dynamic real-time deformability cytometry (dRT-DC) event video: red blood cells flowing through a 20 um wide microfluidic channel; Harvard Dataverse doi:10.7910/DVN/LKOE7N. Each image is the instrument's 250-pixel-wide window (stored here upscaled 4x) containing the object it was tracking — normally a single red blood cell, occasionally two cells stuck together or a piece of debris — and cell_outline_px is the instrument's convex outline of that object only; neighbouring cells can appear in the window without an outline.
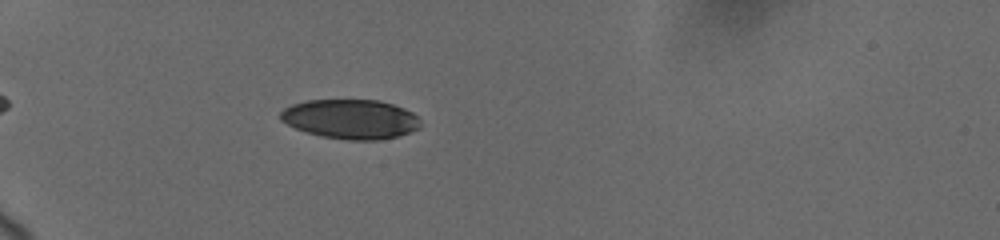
{"species": "human", "species_latin": "Homo sapiens", "temperature_condition": "cold", "stored_images_in_passage": 18, "camera_frame_rate_fps": 3000, "um_per_image_px": 0.085, "donor": {"sex": "female"}, "frame": {"image": 1, "passage_image": 12, "time_ms": 2.667, "image_size_px": [1000, 240], "cell_outline_px": [[420, 128], [396, 136], [380, 140], [348, 140], [320, 136], [296, 128], [280, 120], [280, 112], [284, 108], [292, 104], [308, 100], [380, 100], [404, 108], [412, 112], [420, 120]], "centroid_in_image_um": [29.8, 10.12], "position_along_channel_um": 55.2, "area_um2": 32.14}}
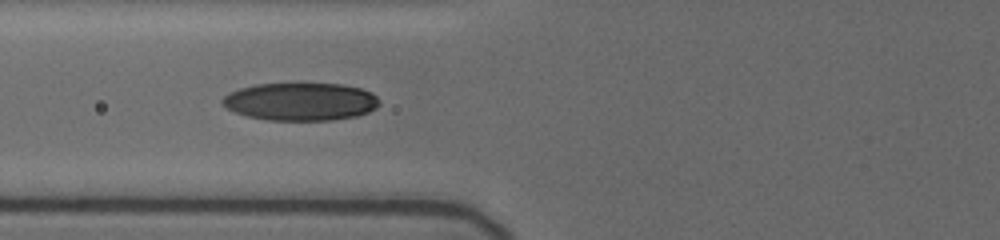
{"frame": {"image": 2, "passage_image": 16, "time_ms": 4.667, "image_size_px": [1000, 240], "cell_outline_px": [[380, 104], [376, 108], [368, 112], [356, 116], [332, 120], [268, 120], [248, 116], [236, 112], [228, 108], [220, 100], [228, 92], [240, 88], [256, 84], [340, 84], [360, 88], [372, 92], [380, 100]], "centroid_in_image_um": [25.57, 8.64], "position_along_channel_um": 100.2, "area_um2": 34.51}}
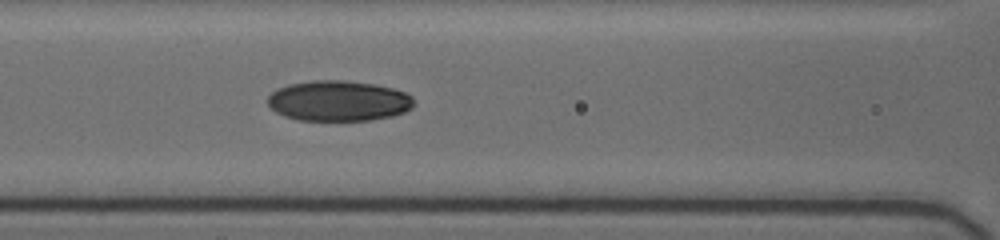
{"frame": {"image": 3, "passage_image": 18, "time_ms": 5.667, "image_size_px": [1000, 240], "cell_outline_px": [[412, 108], [404, 112], [392, 116], [372, 120], [300, 120], [284, 116], [276, 112], [268, 104], [268, 96], [276, 88], [288, 84], [312, 80], [344, 80], [372, 84], [392, 88], [404, 92], [412, 96]], "centroid_in_image_um": [28.75, 8.57], "position_along_channel_um": 137.9, "area_um2": 34.45}}